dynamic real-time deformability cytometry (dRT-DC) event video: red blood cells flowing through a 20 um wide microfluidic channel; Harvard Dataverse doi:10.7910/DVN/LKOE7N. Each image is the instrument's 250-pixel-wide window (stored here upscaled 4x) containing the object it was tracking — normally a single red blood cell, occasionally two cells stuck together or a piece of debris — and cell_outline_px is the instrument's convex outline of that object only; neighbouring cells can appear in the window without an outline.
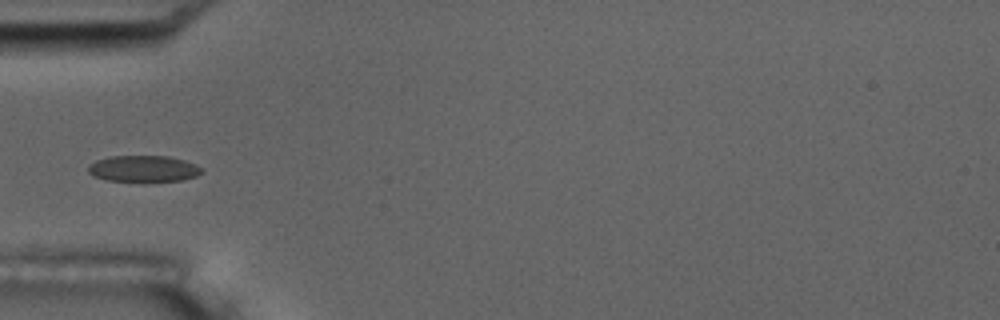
{"species": "common noctule bat (a hibernating species)", "species_latin": "Nyctalus noctula", "temperature_condition": "room temperature", "stored_images_in_passage": 6, "camera_frame_rate_fps": 3000, "um_per_image_px": 0.085, "animal": {"sex": "male", "body_mass_g": 17.5, "forearm_length_mm": 52.3}, "frame": {"image": 1, "passage_image": 5, "time_ms": 5.667, "image_size_px": [1000, 320], "cell_outline_px": [[204, 172], [196, 176], [180, 180], [144, 184], [108, 180], [92, 176], [88, 172], [88, 164], [96, 160], [108, 156], [168, 156], [184, 160], [196, 164]], "centroid_in_image_um": [12.17, 14.37], "position_along_channel_um": 72.8, "area_um2": 18.21}}